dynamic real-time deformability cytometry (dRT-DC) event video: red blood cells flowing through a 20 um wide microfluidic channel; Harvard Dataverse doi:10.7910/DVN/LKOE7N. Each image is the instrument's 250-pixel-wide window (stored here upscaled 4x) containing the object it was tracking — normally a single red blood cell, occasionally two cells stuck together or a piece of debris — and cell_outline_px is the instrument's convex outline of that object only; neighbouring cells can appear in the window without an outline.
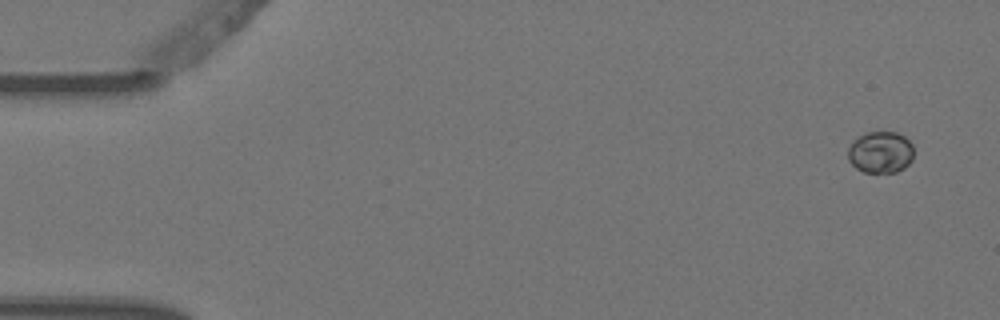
{"species": "Egyptian fruit bat (a non-hibernating species)", "species_latin": "Rousettus aegyptiacus", "temperature_condition": "warm", "stored_images_in_passage": 5, "camera_frame_rate_fps": 3000, "um_per_image_px": 0.085, "animal": {"sex": "female"}, "frame": {"image": 1, "passage_image": 1, "time_ms": 0.0, "image_size_px": [1000, 320], "cell_outline_px": [[912, 160], [904, 168], [896, 172], [864, 172], [856, 168], [848, 160], [848, 148], [852, 140], [868, 132], [896, 132], [904, 136], [912, 144]], "centroid_in_image_um": [74.83, 12.94], "position_along_channel_um": 10.2, "area_um2": 15.95}}
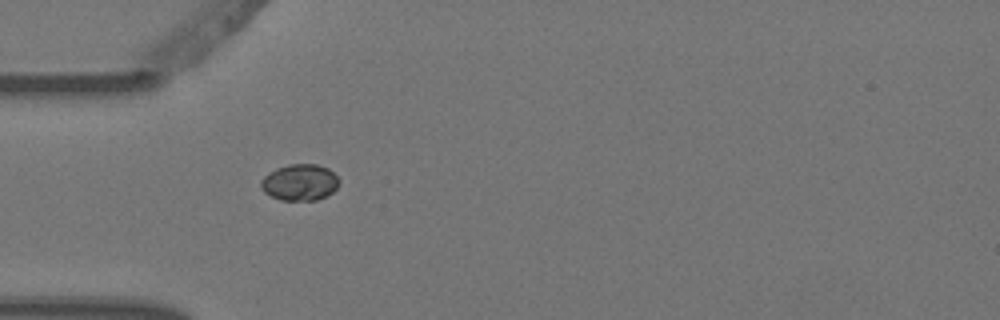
{"frame": {"image": 2, "passage_image": 5, "time_ms": 1.333, "image_size_px": [1000, 320], "cell_outline_px": [[340, 180], [336, 188], [332, 192], [316, 200], [280, 200], [264, 192], [260, 188], [260, 180], [268, 172], [276, 168], [288, 164], [316, 164], [328, 168]], "centroid_in_image_um": [25.45, 15.49], "position_along_channel_um": 59.6, "area_um2": 16.59}}